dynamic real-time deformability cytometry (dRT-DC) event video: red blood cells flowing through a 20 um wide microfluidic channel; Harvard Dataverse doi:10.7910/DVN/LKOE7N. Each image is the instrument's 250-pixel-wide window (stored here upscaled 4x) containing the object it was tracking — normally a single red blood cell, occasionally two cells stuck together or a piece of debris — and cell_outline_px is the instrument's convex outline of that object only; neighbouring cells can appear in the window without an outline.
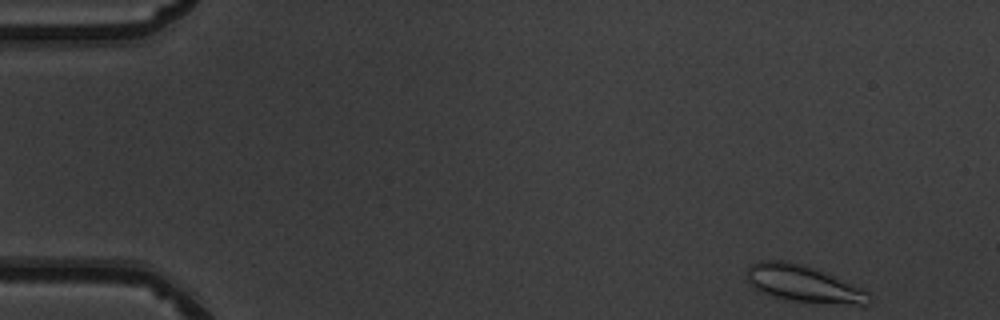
{"species": "common noctule bat (a hibernating species)", "species_latin": "Nyctalus noctula", "temperature_condition": "warm", "stored_images_in_passage": 20, "camera_frame_rate_fps": 3000, "um_per_image_px": 0.085, "animal": {"sex": "male", "body_mass_g": 19.5, "forearm_length_mm": 54.6}, "frame": {"image": 1, "passage_image": 1, "time_ms": 0.0, "image_size_px": [1000, 320], "cell_outline_px": [[872, 300], [868, 304], [852, 304], [788, 300], [772, 296], [752, 288], [748, 280], [748, 268], [752, 264], [760, 260], [784, 260], [816, 268], [864, 288], [872, 292]], "centroid_in_image_um": [68.34, 24.11], "position_along_channel_um": 16.7, "area_um2": 26.24}}
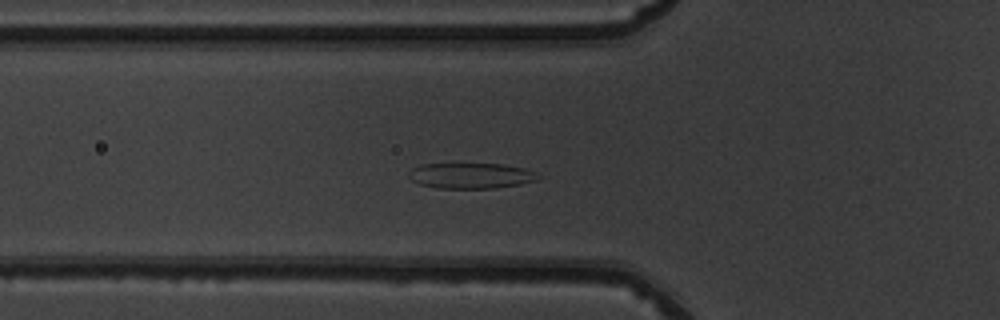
{"frame": {"image": 2, "passage_image": 15, "time_ms": 4.667, "image_size_px": [1000, 320], "cell_outline_px": [[540, 180], [520, 184], [496, 188], [436, 188], [420, 184], [412, 180], [408, 176], [408, 172], [412, 168], [420, 164], [500, 164], [524, 168], [536, 172], [540, 176]], "centroid_in_image_um": [40.04, 14.93], "position_along_channel_um": 85.8, "area_um2": 19.36}}
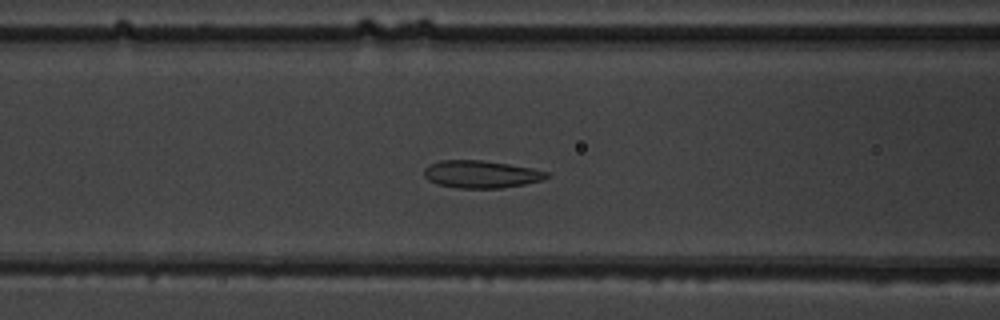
{"frame": {"image": 3, "passage_image": 18, "time_ms": 5.667, "image_size_px": [1000, 320], "cell_outline_px": [[552, 176], [544, 180], [524, 184], [500, 188], [456, 188], [436, 184], [428, 180], [424, 176], [424, 168], [428, 164], [440, 160], [484, 160], [532, 168], [548, 172]], "centroid_in_image_um": [40.89, 14.81], "position_along_channel_um": 125.7, "area_um2": 19.88}}